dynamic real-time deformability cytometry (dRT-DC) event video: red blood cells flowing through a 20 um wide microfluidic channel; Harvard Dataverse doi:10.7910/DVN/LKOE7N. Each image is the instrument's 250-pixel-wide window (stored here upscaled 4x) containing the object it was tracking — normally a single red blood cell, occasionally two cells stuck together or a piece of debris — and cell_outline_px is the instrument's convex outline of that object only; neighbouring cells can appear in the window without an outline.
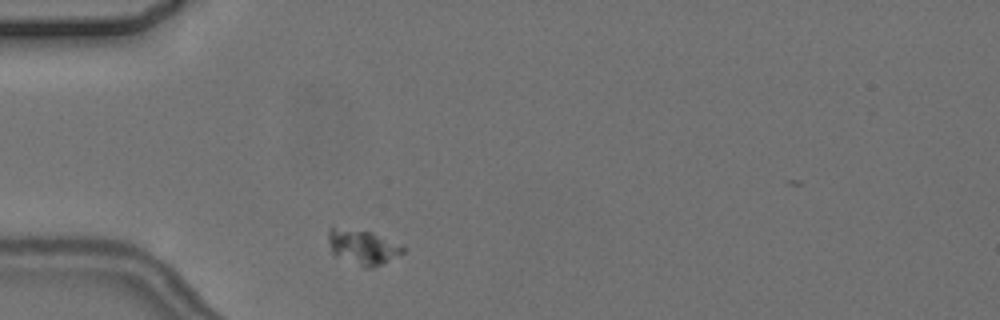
{"species": "common noctule bat (a hibernating species)", "species_latin": "Nyctalus noctula", "temperature_condition": "cold", "stored_images_in_passage": 1, "camera_frame_rate_fps": 3000, "um_per_image_px": 0.085, "animal": {"sex": "female", "body_mass_g": 24.6, "forearm_length_mm": 56.2}, "frame": {"image": 1, "passage_image": 1, "time_ms": 0.0, "image_size_px": [1000, 320], "cell_outline_px": [[404, 252], [372, 268], [368, 268], [336, 256], [332, 252], [328, 240], [328, 232], [332, 228], [372, 232], [404, 244]], "centroid_in_image_um": [30.88, 20.99], "position_along_channel_um": 54.1, "area_um2": 14.74}}